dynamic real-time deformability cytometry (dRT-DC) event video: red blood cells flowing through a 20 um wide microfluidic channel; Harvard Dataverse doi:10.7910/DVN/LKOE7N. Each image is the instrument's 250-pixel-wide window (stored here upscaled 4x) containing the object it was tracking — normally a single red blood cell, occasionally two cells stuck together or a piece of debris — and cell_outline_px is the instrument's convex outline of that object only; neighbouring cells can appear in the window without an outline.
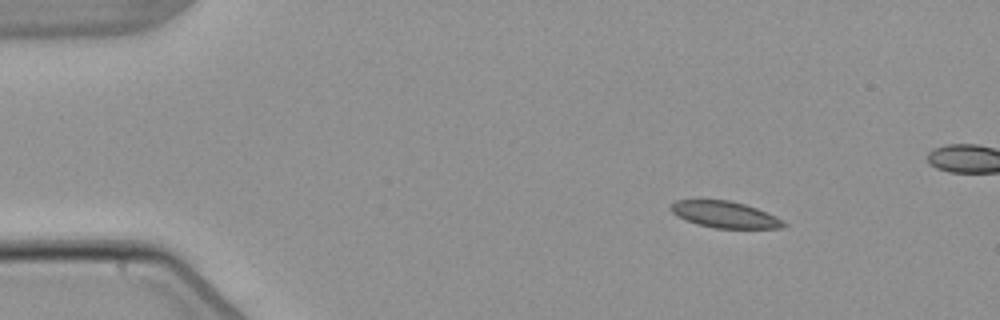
{"species": "common noctule bat (a hibernating species)", "species_latin": "Nyctalus noctula", "temperature_condition": "warm", "stored_images_in_passage": 4, "camera_frame_rate_fps": 3000, "um_per_image_px": 0.085, "animal": {"sex": "male", "body_mass_g": 21.5, "forearm_length_mm": 52.0}, "frame": {"image": 1, "passage_image": 1, "time_ms": 0.0, "image_size_px": [1000, 320], "cell_outline_px": [[788, 224], [780, 228], [716, 228], [700, 224], [676, 216], [668, 208], [676, 200], [728, 200], [744, 204], [756, 208], [776, 216], [784, 220]], "centroid_in_image_um": [61.63, 18.23], "position_along_channel_um": 23.4, "area_um2": 17.22}}